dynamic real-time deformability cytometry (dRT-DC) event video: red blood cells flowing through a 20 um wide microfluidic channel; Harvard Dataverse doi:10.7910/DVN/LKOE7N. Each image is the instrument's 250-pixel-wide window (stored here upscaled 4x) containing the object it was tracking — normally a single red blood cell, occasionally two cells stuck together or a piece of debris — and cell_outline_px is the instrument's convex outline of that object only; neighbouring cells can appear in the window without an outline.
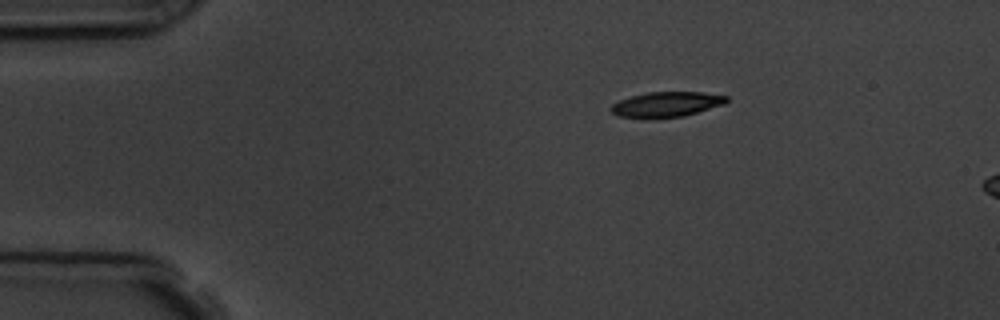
{"species": "common noctule bat (a hibernating species)", "species_latin": "Nyctalus noctula", "temperature_condition": "room temperature", "stored_images_in_passage": 3, "camera_frame_rate_fps": 3000, "um_per_image_px": 0.085, "animal": {"sex": "male", "body_mass_g": 19.5, "forearm_length_mm": 54.6}, "frame": {"image": 1, "passage_image": 1, "time_ms": 0.0, "image_size_px": [1000, 320], "cell_outline_px": [[728, 100], [724, 104], [684, 116], [616, 116], [608, 108], [612, 104], [620, 100], [632, 96], [648, 92], [704, 92], [728, 96]], "centroid_in_image_um": [56.68, 8.83], "position_along_channel_um": 28.3, "area_um2": 16.36}}